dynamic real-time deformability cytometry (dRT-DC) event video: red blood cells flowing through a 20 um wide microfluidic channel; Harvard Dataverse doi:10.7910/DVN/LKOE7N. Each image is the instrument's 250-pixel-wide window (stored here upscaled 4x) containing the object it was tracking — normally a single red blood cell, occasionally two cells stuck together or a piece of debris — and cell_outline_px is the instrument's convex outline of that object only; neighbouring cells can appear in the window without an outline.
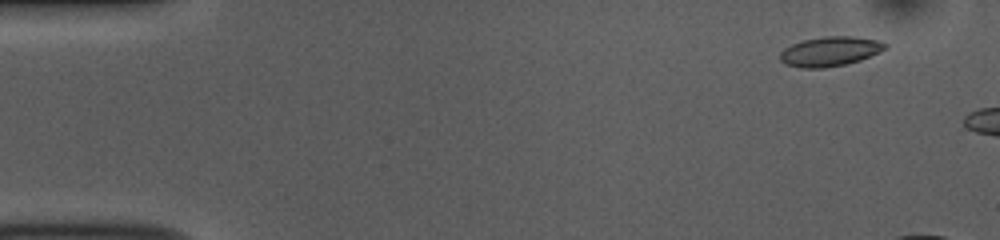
{"species": "common noctule bat (a hibernating species)", "species_latin": "Nyctalus noctula", "temperature_condition": "room temperature", "stored_images_in_passage": 8, "camera_frame_rate_fps": 3000, "um_per_image_px": 0.085, "animal": {"sex": "female", "body_mass_g": 10.0, "forearm_length_mm": 53.1}, "frame": {"image": 1, "passage_image": 4, "time_ms": 1.0, "image_size_px": [1000, 240], "cell_outline_px": [[888, 48], [880, 52], [860, 60], [844, 64], [824, 68], [800, 68], [784, 64], [780, 60], [780, 52], [784, 48], [800, 40], [824, 36], [852, 36], [880, 40], [888, 44]], "centroid_in_image_um": [70.55, 4.36], "position_along_channel_um": 14.4, "area_um2": 18.38}}